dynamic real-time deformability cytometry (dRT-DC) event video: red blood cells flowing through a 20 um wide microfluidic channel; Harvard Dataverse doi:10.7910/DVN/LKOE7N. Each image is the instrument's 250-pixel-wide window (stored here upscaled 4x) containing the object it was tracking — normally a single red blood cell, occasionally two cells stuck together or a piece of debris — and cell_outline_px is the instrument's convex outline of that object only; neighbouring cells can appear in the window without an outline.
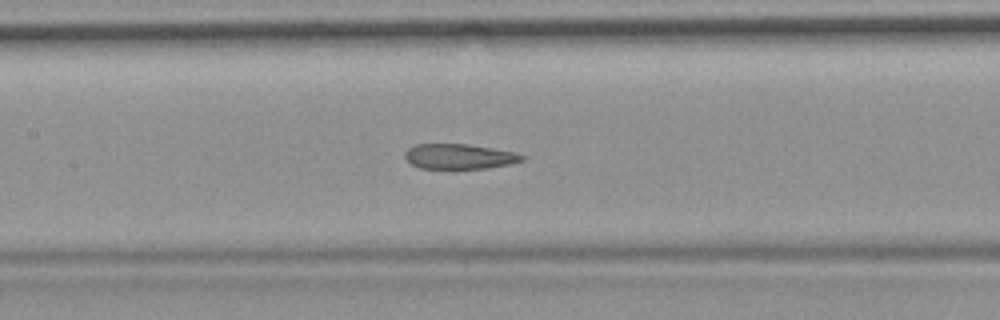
{"species": "common noctule bat (a hibernating species)", "species_latin": "Nyctalus noctula", "temperature_condition": "room temperature", "stored_images_in_passage": 52, "camera_frame_rate_fps": 3000, "um_per_image_px": 0.085, "animal": {"sex": "female", "body_mass_g": 19.9}, "frame": {"image": 1, "passage_image": 23, "time_ms": 7.333, "image_size_px": [1000, 320], "cell_outline_px": [[524, 160], [508, 164], [488, 168], [420, 168], [412, 164], [404, 156], [404, 152], [408, 148], [416, 144], [468, 144], [516, 152], [524, 156]], "centroid_in_image_um": [39.03, 13.29], "position_along_channel_um": 168.4, "area_um2": 16.99}, "authors_computed_cell_mechanics": {"area_um2": 19.2474, "velocity_mm_per_s": 3.7034, "shape_relaxation_time_tau1_ms": null, "shape_relaxation_time_tau2_ms": 2.6459, "deformation_change_tau1": null, "deformation_change_tau2": 0.0802}}